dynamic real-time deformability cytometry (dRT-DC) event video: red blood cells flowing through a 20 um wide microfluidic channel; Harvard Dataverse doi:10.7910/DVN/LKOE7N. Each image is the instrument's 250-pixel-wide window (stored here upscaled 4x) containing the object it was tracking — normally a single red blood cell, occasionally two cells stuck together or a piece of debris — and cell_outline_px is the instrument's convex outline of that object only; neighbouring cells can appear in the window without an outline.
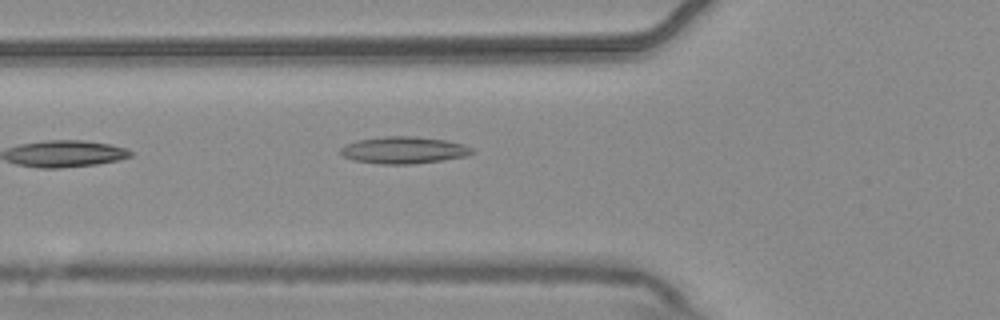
{"species": "common noctule bat (a hibernating species)", "species_latin": "Nyctalus noctula", "temperature_condition": "warm", "stored_images_in_passage": 2, "camera_frame_rate_fps": 3000, "um_per_image_px": 0.085, "animal": {"sex": "male", "body_mass_g": 20.4}, "frame": {"image": 1, "passage_image": 2, "time_ms": 0.333, "image_size_px": [1000, 320], "cell_outline_px": [[472, 152], [464, 156], [440, 160], [412, 164], [380, 164], [352, 160], [344, 156], [340, 152], [340, 148], [344, 144], [356, 140], [384, 136], [416, 136], [444, 140], [464, 144], [472, 148]], "centroid_in_image_um": [34.25, 12.75], "position_along_channel_um": 91.6, "area_um2": 20.58}}